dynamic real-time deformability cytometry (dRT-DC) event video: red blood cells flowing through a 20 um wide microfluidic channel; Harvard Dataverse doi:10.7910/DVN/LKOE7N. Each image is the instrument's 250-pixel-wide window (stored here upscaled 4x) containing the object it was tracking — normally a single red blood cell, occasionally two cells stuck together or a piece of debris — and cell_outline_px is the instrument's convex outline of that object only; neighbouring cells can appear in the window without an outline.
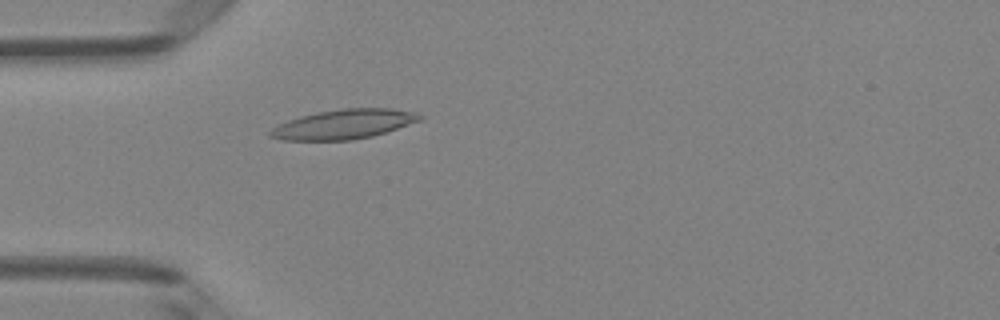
{"species": "Egyptian fruit bat (a non-hibernating species)", "species_latin": "Rousettus aegyptiacus", "temperature_condition": "room temperature", "stored_images_in_passage": 5, "camera_frame_rate_fps": 3000, "um_per_image_px": 0.085, "animal": {"sex": "female"}, "frame": {"image": 1, "passage_image": 5, "time_ms": 5.333, "image_size_px": [1000, 320], "cell_outline_px": [[424, 116], [420, 120], [372, 136], [352, 140], [284, 140], [268, 136], [268, 132], [276, 124], [300, 116], [316, 112], [344, 108], [392, 108], [416, 112]], "centroid_in_image_um": [29.18, 10.55], "position_along_channel_um": 55.8, "area_um2": 25.72}}